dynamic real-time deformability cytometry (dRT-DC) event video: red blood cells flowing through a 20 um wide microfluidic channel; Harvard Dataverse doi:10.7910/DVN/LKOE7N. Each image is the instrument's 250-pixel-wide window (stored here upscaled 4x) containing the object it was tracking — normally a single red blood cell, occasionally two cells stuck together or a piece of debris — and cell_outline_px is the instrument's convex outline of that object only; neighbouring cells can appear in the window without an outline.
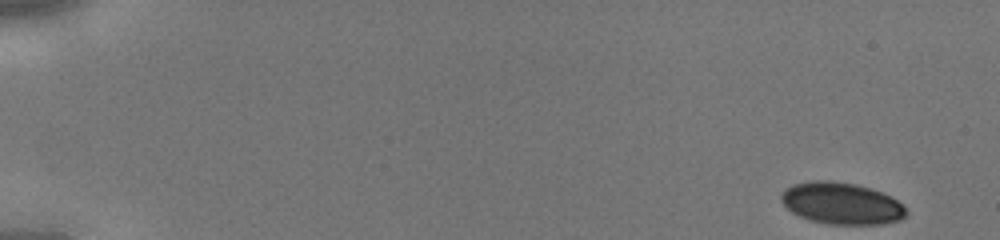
{"species": "human", "species_latin": "Homo sapiens", "temperature_condition": "cold", "stored_images_in_passage": 43, "camera_frame_rate_fps": 3000, "um_per_image_px": 0.085, "donor": {"sex": "male"}, "frame": {"image": 1, "passage_image": 1, "time_ms": 0.0, "image_size_px": [1000, 240], "cell_outline_px": [[908, 216], [900, 220], [880, 224], [828, 224], [808, 220], [792, 212], [780, 200], [780, 196], [784, 188], [792, 184], [812, 180], [832, 180], [856, 184], [872, 188], [896, 200], [908, 212]], "centroid_in_image_um": [71.5, 17.28], "position_along_channel_um": 13.5, "area_um2": 30.58}}
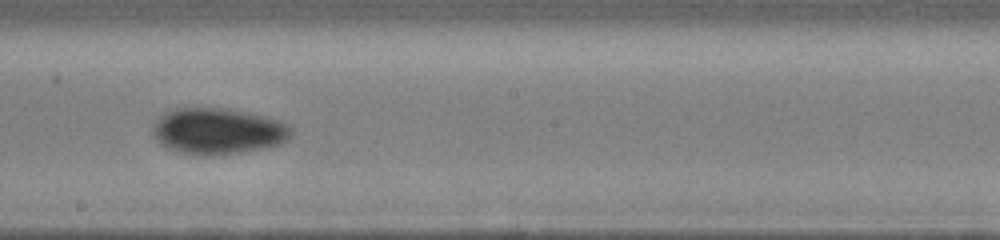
{"frame": {"image": 2, "passage_image": 25, "time_ms": 8.0, "image_size_px": [1000, 240], "cell_outline_px": [[292, 136], [288, 140], [280, 144], [240, 152], [208, 156], [200, 156], [180, 152], [168, 148], [160, 144], [156, 140], [152, 132], [152, 124], [164, 112], [176, 108], [228, 108], [248, 112], [280, 120], [288, 124], [292, 128]], "centroid_in_image_um": [18.51, 11.14], "position_along_channel_um": 229.7, "area_um2": 37.57}}
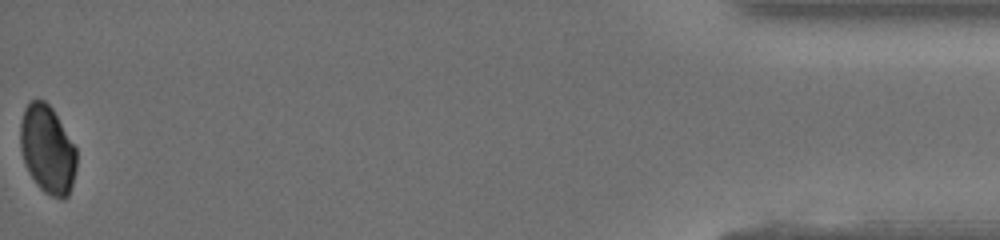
{"frame": {"image": 3, "passage_image": 43, "time_ms": 14.0, "image_size_px": [1000, 240], "cell_outline_px": [[76, 168], [72, 184], [68, 196], [64, 200], [52, 196], [44, 192], [36, 184], [28, 172], [24, 164], [20, 148], [20, 124], [24, 108], [32, 100], [44, 100], [52, 108], [76, 148]], "centroid_in_image_um": [4.02, 12.73], "position_along_channel_um": 431.2, "area_um2": 28.96}}